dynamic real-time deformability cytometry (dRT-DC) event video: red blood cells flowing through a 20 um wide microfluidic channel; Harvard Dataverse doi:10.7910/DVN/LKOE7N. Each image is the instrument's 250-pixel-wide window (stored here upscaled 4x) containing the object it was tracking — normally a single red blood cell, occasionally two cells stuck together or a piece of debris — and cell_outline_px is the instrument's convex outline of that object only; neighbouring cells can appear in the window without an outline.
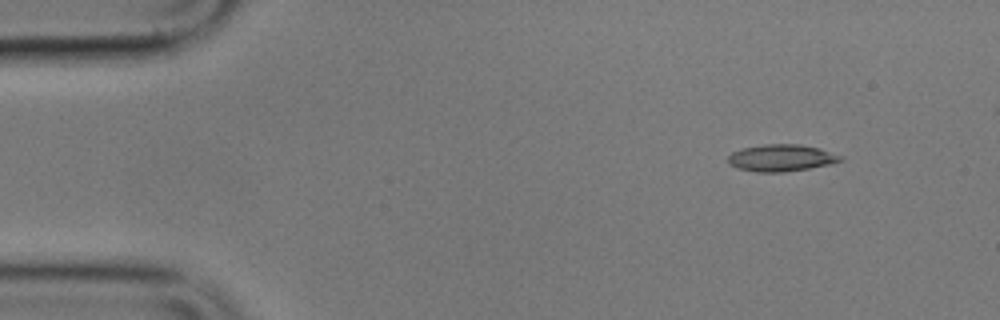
{"species": "common noctule bat (a hibernating species)", "species_latin": "Nyctalus noctula", "temperature_condition": "cold", "stored_images_in_passage": 5, "camera_frame_rate_fps": 3000, "um_per_image_px": 0.085, "animal": {"sex": "male", "body_mass_g": 17.9}, "frame": {"image": 1, "passage_image": 1, "time_ms": 0.0, "image_size_px": [1000, 320], "cell_outline_px": [[844, 160], [828, 164], [808, 168], [784, 172], [756, 172], [736, 168], [728, 164], [728, 156], [732, 152], [740, 148], [764, 144], [800, 144], [820, 148], [844, 156]], "centroid_in_image_um": [66.39, 13.41], "position_along_channel_um": 18.6, "area_um2": 17.8}}
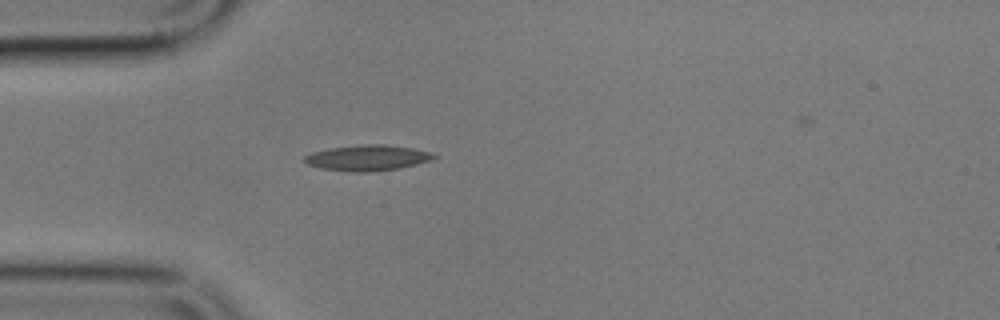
{"frame": {"image": 2, "passage_image": 4, "time_ms": 3.333, "image_size_px": [1000, 320], "cell_outline_px": [[440, 156], [432, 160], [400, 168], [368, 172], [352, 172], [320, 168], [308, 164], [304, 160], [304, 156], [312, 152], [328, 148], [360, 144], [384, 144], [412, 148], [432, 152]], "centroid_in_image_um": [31.26, 13.41], "position_along_channel_um": 53.7, "area_um2": 19.54}}